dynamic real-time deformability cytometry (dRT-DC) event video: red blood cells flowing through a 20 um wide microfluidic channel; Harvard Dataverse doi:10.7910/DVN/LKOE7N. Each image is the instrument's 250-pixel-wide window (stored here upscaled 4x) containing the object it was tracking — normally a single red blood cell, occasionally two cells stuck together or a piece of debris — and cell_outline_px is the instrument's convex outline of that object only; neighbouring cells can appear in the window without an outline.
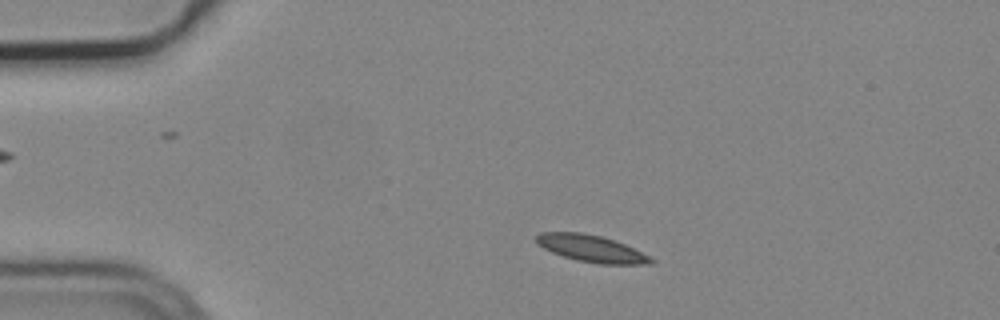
{"species": "common noctule bat (a hibernating species)", "species_latin": "Nyctalus noctula", "temperature_condition": "cold", "stored_images_in_passage": 5, "camera_frame_rate_fps": 3000, "um_per_image_px": 0.085, "animal": {"sex": "male", "body_mass_g": 19.2, "forearm_length_mm": 51.8}, "frame": {"image": 1, "passage_image": 2, "time_ms": 0.333, "image_size_px": [1000, 320], "cell_outline_px": [[656, 260], [652, 264], [600, 264], [576, 260], [552, 252], [536, 244], [536, 236], [540, 232], [580, 232], [600, 236], [624, 244]], "centroid_in_image_um": [50.23, 21.13], "position_along_channel_um": 34.8, "area_um2": 17.74}}
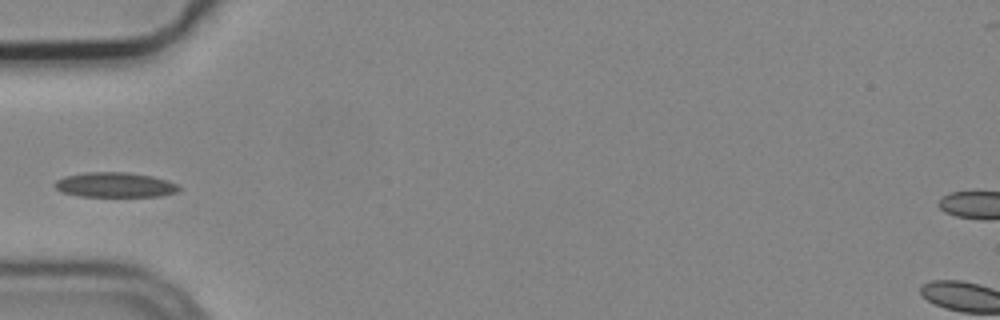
{"frame": {"image": 2, "passage_image": 4, "time_ms": 1.0, "image_size_px": [1000, 320], "cell_outline_px": [[180, 188], [176, 192], [160, 196], [80, 196], [60, 192], [52, 184], [56, 180], [64, 176], [84, 172], [128, 172], [152, 176], [168, 180], [176, 184]], "centroid_in_image_um": [9.72, 15.7], "position_along_channel_um": 75.3, "area_um2": 18.09}}
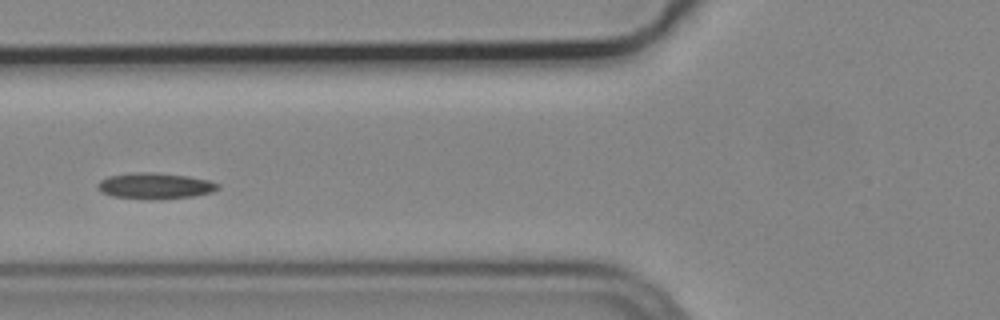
{"frame": {"image": 3, "passage_image": 5, "time_ms": 1.333, "image_size_px": [1000, 320], "cell_outline_px": [[220, 188], [212, 192], [196, 196], [160, 200], [112, 196], [104, 192], [100, 188], [100, 180], [108, 176], [132, 172], [156, 172], [188, 176], [208, 180], [220, 184]], "centroid_in_image_um": [13.26, 15.79], "position_along_channel_um": 112.5, "area_um2": 18.26}}